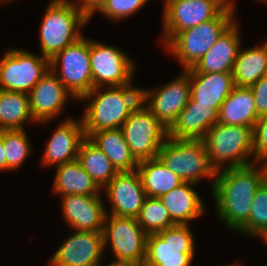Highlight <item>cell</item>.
I'll use <instances>...</instances> for the list:
<instances>
[{
	"instance_id": "1",
	"label": "cell",
	"mask_w": 267,
	"mask_h": 266,
	"mask_svg": "<svg viewBox=\"0 0 267 266\" xmlns=\"http://www.w3.org/2000/svg\"><path fill=\"white\" fill-rule=\"evenodd\" d=\"M266 179L264 163L216 171L212 196L219 220L237 231L248 219L253 197Z\"/></svg>"
},
{
	"instance_id": "2",
	"label": "cell",
	"mask_w": 267,
	"mask_h": 266,
	"mask_svg": "<svg viewBox=\"0 0 267 266\" xmlns=\"http://www.w3.org/2000/svg\"><path fill=\"white\" fill-rule=\"evenodd\" d=\"M141 89L131 84L106 86L93 88L84 95L80 100H89L81 117L85 137L93 132L121 128L140 104Z\"/></svg>"
},
{
	"instance_id": "3",
	"label": "cell",
	"mask_w": 267,
	"mask_h": 266,
	"mask_svg": "<svg viewBox=\"0 0 267 266\" xmlns=\"http://www.w3.org/2000/svg\"><path fill=\"white\" fill-rule=\"evenodd\" d=\"M90 21L75 0H51L40 25L41 56L49 60L82 36L81 29Z\"/></svg>"
},
{
	"instance_id": "4",
	"label": "cell",
	"mask_w": 267,
	"mask_h": 266,
	"mask_svg": "<svg viewBox=\"0 0 267 266\" xmlns=\"http://www.w3.org/2000/svg\"><path fill=\"white\" fill-rule=\"evenodd\" d=\"M202 140L210 164L216 171L256 163L250 159L253 155L252 127L231 126L217 122L206 132Z\"/></svg>"
},
{
	"instance_id": "5",
	"label": "cell",
	"mask_w": 267,
	"mask_h": 266,
	"mask_svg": "<svg viewBox=\"0 0 267 266\" xmlns=\"http://www.w3.org/2000/svg\"><path fill=\"white\" fill-rule=\"evenodd\" d=\"M236 5H228L216 18L177 33L164 47L183 69L193 67L235 21Z\"/></svg>"
},
{
	"instance_id": "6",
	"label": "cell",
	"mask_w": 267,
	"mask_h": 266,
	"mask_svg": "<svg viewBox=\"0 0 267 266\" xmlns=\"http://www.w3.org/2000/svg\"><path fill=\"white\" fill-rule=\"evenodd\" d=\"M157 157L183 182L198 184L203 178L212 179L216 170L211 166L203 140L166 138Z\"/></svg>"
},
{
	"instance_id": "7",
	"label": "cell",
	"mask_w": 267,
	"mask_h": 266,
	"mask_svg": "<svg viewBox=\"0 0 267 266\" xmlns=\"http://www.w3.org/2000/svg\"><path fill=\"white\" fill-rule=\"evenodd\" d=\"M189 225H174L147 235L143 266H191L195 236Z\"/></svg>"
},
{
	"instance_id": "8",
	"label": "cell",
	"mask_w": 267,
	"mask_h": 266,
	"mask_svg": "<svg viewBox=\"0 0 267 266\" xmlns=\"http://www.w3.org/2000/svg\"><path fill=\"white\" fill-rule=\"evenodd\" d=\"M49 66L75 100H80L93 89L90 39L86 36L56 53L49 60Z\"/></svg>"
},
{
	"instance_id": "9",
	"label": "cell",
	"mask_w": 267,
	"mask_h": 266,
	"mask_svg": "<svg viewBox=\"0 0 267 266\" xmlns=\"http://www.w3.org/2000/svg\"><path fill=\"white\" fill-rule=\"evenodd\" d=\"M102 234L104 249L111 245L115 262L143 266L147 234L136 218L106 214Z\"/></svg>"
},
{
	"instance_id": "10",
	"label": "cell",
	"mask_w": 267,
	"mask_h": 266,
	"mask_svg": "<svg viewBox=\"0 0 267 266\" xmlns=\"http://www.w3.org/2000/svg\"><path fill=\"white\" fill-rule=\"evenodd\" d=\"M121 130L138 162L156 158L168 137V130L142 102L131 112Z\"/></svg>"
},
{
	"instance_id": "11",
	"label": "cell",
	"mask_w": 267,
	"mask_h": 266,
	"mask_svg": "<svg viewBox=\"0 0 267 266\" xmlns=\"http://www.w3.org/2000/svg\"><path fill=\"white\" fill-rule=\"evenodd\" d=\"M50 70L49 59L20 48L0 59V90L29 93Z\"/></svg>"
},
{
	"instance_id": "12",
	"label": "cell",
	"mask_w": 267,
	"mask_h": 266,
	"mask_svg": "<svg viewBox=\"0 0 267 266\" xmlns=\"http://www.w3.org/2000/svg\"><path fill=\"white\" fill-rule=\"evenodd\" d=\"M228 5V0H164L163 46L177 33L216 18Z\"/></svg>"
},
{
	"instance_id": "13",
	"label": "cell",
	"mask_w": 267,
	"mask_h": 266,
	"mask_svg": "<svg viewBox=\"0 0 267 266\" xmlns=\"http://www.w3.org/2000/svg\"><path fill=\"white\" fill-rule=\"evenodd\" d=\"M90 66L93 88L131 84L136 69L125 51L91 39Z\"/></svg>"
},
{
	"instance_id": "14",
	"label": "cell",
	"mask_w": 267,
	"mask_h": 266,
	"mask_svg": "<svg viewBox=\"0 0 267 266\" xmlns=\"http://www.w3.org/2000/svg\"><path fill=\"white\" fill-rule=\"evenodd\" d=\"M191 98L189 69L160 88L141 89V102L168 130ZM146 103V104H145Z\"/></svg>"
},
{
	"instance_id": "15",
	"label": "cell",
	"mask_w": 267,
	"mask_h": 266,
	"mask_svg": "<svg viewBox=\"0 0 267 266\" xmlns=\"http://www.w3.org/2000/svg\"><path fill=\"white\" fill-rule=\"evenodd\" d=\"M104 242L102 232L74 231L50 258V266H97L101 263Z\"/></svg>"
},
{
	"instance_id": "16",
	"label": "cell",
	"mask_w": 267,
	"mask_h": 266,
	"mask_svg": "<svg viewBox=\"0 0 267 266\" xmlns=\"http://www.w3.org/2000/svg\"><path fill=\"white\" fill-rule=\"evenodd\" d=\"M103 190L112 205L106 214L116 217L137 218L147 198L137 170L119 172Z\"/></svg>"
},
{
	"instance_id": "17",
	"label": "cell",
	"mask_w": 267,
	"mask_h": 266,
	"mask_svg": "<svg viewBox=\"0 0 267 266\" xmlns=\"http://www.w3.org/2000/svg\"><path fill=\"white\" fill-rule=\"evenodd\" d=\"M28 96L32 116L41 124L60 116L67 99H75L51 70L37 82Z\"/></svg>"
},
{
	"instance_id": "18",
	"label": "cell",
	"mask_w": 267,
	"mask_h": 266,
	"mask_svg": "<svg viewBox=\"0 0 267 266\" xmlns=\"http://www.w3.org/2000/svg\"><path fill=\"white\" fill-rule=\"evenodd\" d=\"M47 140L41 158L42 166H59L77 160L82 140L85 138L81 119L66 117Z\"/></svg>"
},
{
	"instance_id": "19",
	"label": "cell",
	"mask_w": 267,
	"mask_h": 266,
	"mask_svg": "<svg viewBox=\"0 0 267 266\" xmlns=\"http://www.w3.org/2000/svg\"><path fill=\"white\" fill-rule=\"evenodd\" d=\"M63 217L75 231L102 232L107 208L101 196H61Z\"/></svg>"
},
{
	"instance_id": "20",
	"label": "cell",
	"mask_w": 267,
	"mask_h": 266,
	"mask_svg": "<svg viewBox=\"0 0 267 266\" xmlns=\"http://www.w3.org/2000/svg\"><path fill=\"white\" fill-rule=\"evenodd\" d=\"M239 23L236 20L216 40L215 44L189 69V73H232L241 45Z\"/></svg>"
},
{
	"instance_id": "21",
	"label": "cell",
	"mask_w": 267,
	"mask_h": 266,
	"mask_svg": "<svg viewBox=\"0 0 267 266\" xmlns=\"http://www.w3.org/2000/svg\"><path fill=\"white\" fill-rule=\"evenodd\" d=\"M218 120V111L210 105H196L191 97L176 121L168 129L171 139L202 140Z\"/></svg>"
},
{
	"instance_id": "22",
	"label": "cell",
	"mask_w": 267,
	"mask_h": 266,
	"mask_svg": "<svg viewBox=\"0 0 267 266\" xmlns=\"http://www.w3.org/2000/svg\"><path fill=\"white\" fill-rule=\"evenodd\" d=\"M194 183L183 182L159 197L176 225H189L206 211L204 201L193 188Z\"/></svg>"
},
{
	"instance_id": "23",
	"label": "cell",
	"mask_w": 267,
	"mask_h": 266,
	"mask_svg": "<svg viewBox=\"0 0 267 266\" xmlns=\"http://www.w3.org/2000/svg\"><path fill=\"white\" fill-rule=\"evenodd\" d=\"M189 80L196 105H210L217 111L234 87L232 73H189Z\"/></svg>"
},
{
	"instance_id": "24",
	"label": "cell",
	"mask_w": 267,
	"mask_h": 266,
	"mask_svg": "<svg viewBox=\"0 0 267 266\" xmlns=\"http://www.w3.org/2000/svg\"><path fill=\"white\" fill-rule=\"evenodd\" d=\"M258 118L254 95L250 87L234 86L219 108L217 122L253 128Z\"/></svg>"
},
{
	"instance_id": "25",
	"label": "cell",
	"mask_w": 267,
	"mask_h": 266,
	"mask_svg": "<svg viewBox=\"0 0 267 266\" xmlns=\"http://www.w3.org/2000/svg\"><path fill=\"white\" fill-rule=\"evenodd\" d=\"M56 168L52 187L54 194L101 196V189L77 160Z\"/></svg>"
},
{
	"instance_id": "26",
	"label": "cell",
	"mask_w": 267,
	"mask_h": 266,
	"mask_svg": "<svg viewBox=\"0 0 267 266\" xmlns=\"http://www.w3.org/2000/svg\"><path fill=\"white\" fill-rule=\"evenodd\" d=\"M111 161L118 172H132L138 161L132 155L121 128L93 132L88 137Z\"/></svg>"
},
{
	"instance_id": "27",
	"label": "cell",
	"mask_w": 267,
	"mask_h": 266,
	"mask_svg": "<svg viewBox=\"0 0 267 266\" xmlns=\"http://www.w3.org/2000/svg\"><path fill=\"white\" fill-rule=\"evenodd\" d=\"M234 86L250 87L267 75V41L250 48H239L233 71Z\"/></svg>"
},
{
	"instance_id": "28",
	"label": "cell",
	"mask_w": 267,
	"mask_h": 266,
	"mask_svg": "<svg viewBox=\"0 0 267 266\" xmlns=\"http://www.w3.org/2000/svg\"><path fill=\"white\" fill-rule=\"evenodd\" d=\"M136 170L148 197L159 198L183 183L180 177L170 171L158 157L139 161Z\"/></svg>"
},
{
	"instance_id": "29",
	"label": "cell",
	"mask_w": 267,
	"mask_h": 266,
	"mask_svg": "<svg viewBox=\"0 0 267 266\" xmlns=\"http://www.w3.org/2000/svg\"><path fill=\"white\" fill-rule=\"evenodd\" d=\"M37 123L27 93L0 90V131L24 130V123Z\"/></svg>"
},
{
	"instance_id": "30",
	"label": "cell",
	"mask_w": 267,
	"mask_h": 266,
	"mask_svg": "<svg viewBox=\"0 0 267 266\" xmlns=\"http://www.w3.org/2000/svg\"><path fill=\"white\" fill-rule=\"evenodd\" d=\"M77 161L101 191L119 173L109 158L88 137L80 144Z\"/></svg>"
},
{
	"instance_id": "31",
	"label": "cell",
	"mask_w": 267,
	"mask_h": 266,
	"mask_svg": "<svg viewBox=\"0 0 267 266\" xmlns=\"http://www.w3.org/2000/svg\"><path fill=\"white\" fill-rule=\"evenodd\" d=\"M237 231L259 239L267 235V179L256 190L249 219Z\"/></svg>"
},
{
	"instance_id": "32",
	"label": "cell",
	"mask_w": 267,
	"mask_h": 266,
	"mask_svg": "<svg viewBox=\"0 0 267 266\" xmlns=\"http://www.w3.org/2000/svg\"><path fill=\"white\" fill-rule=\"evenodd\" d=\"M136 219L147 235L157 234L176 225L171 220L166 207L156 197L147 196Z\"/></svg>"
},
{
	"instance_id": "33",
	"label": "cell",
	"mask_w": 267,
	"mask_h": 266,
	"mask_svg": "<svg viewBox=\"0 0 267 266\" xmlns=\"http://www.w3.org/2000/svg\"><path fill=\"white\" fill-rule=\"evenodd\" d=\"M24 130H3L6 171H16L32 153L28 134Z\"/></svg>"
},
{
	"instance_id": "34",
	"label": "cell",
	"mask_w": 267,
	"mask_h": 266,
	"mask_svg": "<svg viewBox=\"0 0 267 266\" xmlns=\"http://www.w3.org/2000/svg\"><path fill=\"white\" fill-rule=\"evenodd\" d=\"M149 0H107L97 12L115 21L125 20L137 13Z\"/></svg>"
},
{
	"instance_id": "35",
	"label": "cell",
	"mask_w": 267,
	"mask_h": 266,
	"mask_svg": "<svg viewBox=\"0 0 267 266\" xmlns=\"http://www.w3.org/2000/svg\"><path fill=\"white\" fill-rule=\"evenodd\" d=\"M253 160L267 161V114L260 116L253 127Z\"/></svg>"
},
{
	"instance_id": "36",
	"label": "cell",
	"mask_w": 267,
	"mask_h": 266,
	"mask_svg": "<svg viewBox=\"0 0 267 266\" xmlns=\"http://www.w3.org/2000/svg\"><path fill=\"white\" fill-rule=\"evenodd\" d=\"M255 99V106L258 117L267 114V75L260 78L250 86Z\"/></svg>"
},
{
	"instance_id": "37",
	"label": "cell",
	"mask_w": 267,
	"mask_h": 266,
	"mask_svg": "<svg viewBox=\"0 0 267 266\" xmlns=\"http://www.w3.org/2000/svg\"><path fill=\"white\" fill-rule=\"evenodd\" d=\"M78 2V6L86 13V15L91 19L97 10L105 4L107 0H81Z\"/></svg>"
},
{
	"instance_id": "38",
	"label": "cell",
	"mask_w": 267,
	"mask_h": 266,
	"mask_svg": "<svg viewBox=\"0 0 267 266\" xmlns=\"http://www.w3.org/2000/svg\"><path fill=\"white\" fill-rule=\"evenodd\" d=\"M0 171H6V157L3 147V130L0 131Z\"/></svg>"
},
{
	"instance_id": "39",
	"label": "cell",
	"mask_w": 267,
	"mask_h": 266,
	"mask_svg": "<svg viewBox=\"0 0 267 266\" xmlns=\"http://www.w3.org/2000/svg\"><path fill=\"white\" fill-rule=\"evenodd\" d=\"M97 266H101V264L99 263ZM106 266H133V265L128 264V263H123V262H115L113 260L112 263L110 262V264H108Z\"/></svg>"
},
{
	"instance_id": "40",
	"label": "cell",
	"mask_w": 267,
	"mask_h": 266,
	"mask_svg": "<svg viewBox=\"0 0 267 266\" xmlns=\"http://www.w3.org/2000/svg\"><path fill=\"white\" fill-rule=\"evenodd\" d=\"M11 1H14V0H0V3H2L3 2V4L5 3L6 4V2H11Z\"/></svg>"
},
{
	"instance_id": "41",
	"label": "cell",
	"mask_w": 267,
	"mask_h": 266,
	"mask_svg": "<svg viewBox=\"0 0 267 266\" xmlns=\"http://www.w3.org/2000/svg\"><path fill=\"white\" fill-rule=\"evenodd\" d=\"M264 165H265V169H266V179H267V161L264 162Z\"/></svg>"
},
{
	"instance_id": "42",
	"label": "cell",
	"mask_w": 267,
	"mask_h": 266,
	"mask_svg": "<svg viewBox=\"0 0 267 266\" xmlns=\"http://www.w3.org/2000/svg\"><path fill=\"white\" fill-rule=\"evenodd\" d=\"M229 266H241V264L233 263V264H230Z\"/></svg>"
},
{
	"instance_id": "43",
	"label": "cell",
	"mask_w": 267,
	"mask_h": 266,
	"mask_svg": "<svg viewBox=\"0 0 267 266\" xmlns=\"http://www.w3.org/2000/svg\"><path fill=\"white\" fill-rule=\"evenodd\" d=\"M228 2L232 5H235V2L233 0H228Z\"/></svg>"
},
{
	"instance_id": "44",
	"label": "cell",
	"mask_w": 267,
	"mask_h": 266,
	"mask_svg": "<svg viewBox=\"0 0 267 266\" xmlns=\"http://www.w3.org/2000/svg\"><path fill=\"white\" fill-rule=\"evenodd\" d=\"M262 240L267 244V235Z\"/></svg>"
},
{
	"instance_id": "45",
	"label": "cell",
	"mask_w": 267,
	"mask_h": 266,
	"mask_svg": "<svg viewBox=\"0 0 267 266\" xmlns=\"http://www.w3.org/2000/svg\"><path fill=\"white\" fill-rule=\"evenodd\" d=\"M258 2H265L267 4V0H257Z\"/></svg>"
}]
</instances>
